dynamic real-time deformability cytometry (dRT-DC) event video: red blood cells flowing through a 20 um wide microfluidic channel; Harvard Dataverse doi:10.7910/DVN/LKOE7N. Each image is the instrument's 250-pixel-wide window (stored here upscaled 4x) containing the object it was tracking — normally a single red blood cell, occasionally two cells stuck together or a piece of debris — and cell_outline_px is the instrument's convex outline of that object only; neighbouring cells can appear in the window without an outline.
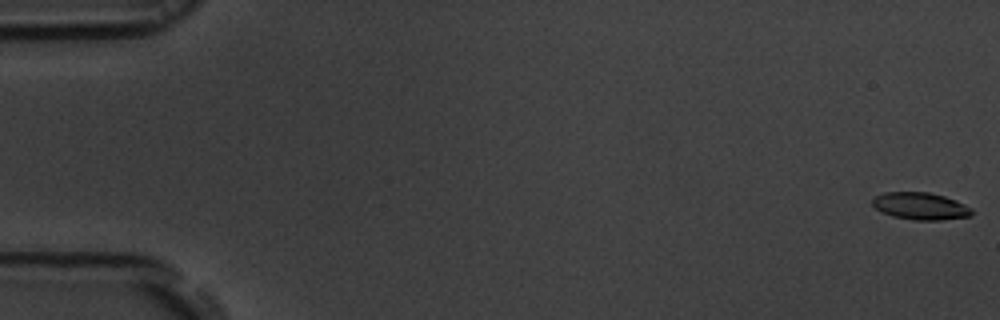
{"species": "common noctule bat (a hibernating species)", "species_latin": "Nyctalus noctula", "temperature_condition": "room temperature", "stored_images_in_passage": 56, "camera_frame_rate_fps": 3000, "um_per_image_px": 0.085, "animal": {"sex": "male", "body_mass_g": 19.5, "forearm_length_mm": 54.6}, "frame": {"image": 1, "passage_image": 1, "time_ms": 0.0, "image_size_px": [1000, 320], "cell_outline_px": [[972, 216], [940, 220], [912, 220], [892, 216], [876, 208], [872, 204], [872, 200], [876, 196], [884, 192], [928, 192], [944, 196], [956, 200], [972, 208]], "centroid_in_image_um": [78.26, 17.52], "position_along_channel_um": 6.7, "area_um2": 15.72}}
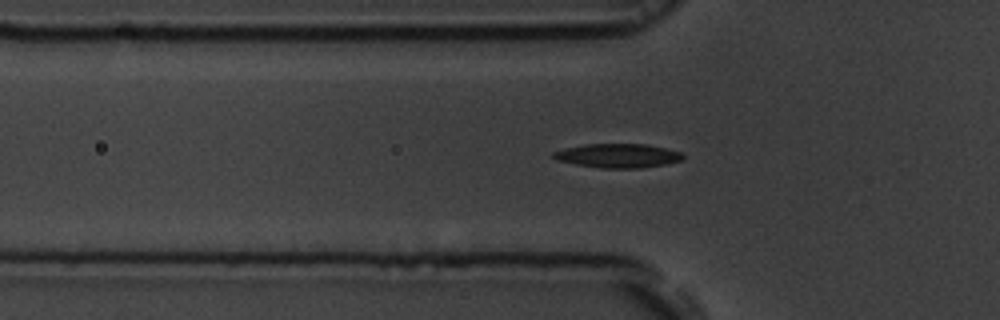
{"frame": {"image": 2, "passage_image": 19, "time_ms": 6.0, "image_size_px": [1000, 320], "cell_outline_px": [[684, 160], [664, 164], [640, 168], [600, 168], [576, 164], [556, 160], [552, 156], [552, 152], [564, 148], [584, 144], [648, 144], [668, 148], [680, 152], [684, 156]], "centroid_in_image_um": [52.52, 13.23], "position_along_channel_um": 73.3, "area_um2": 18.26}}
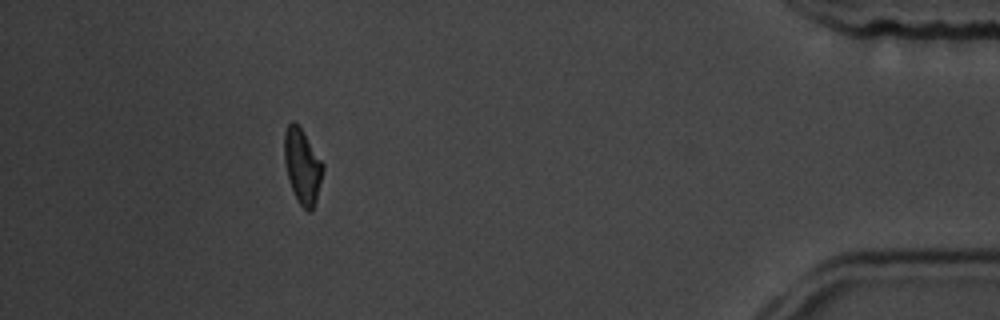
{"frame": {"image": 3, "passage_image": 51, "time_ms": 16.667, "image_size_px": [1000, 320], "cell_outline_px": [[324, 168], [316, 200], [312, 212], [308, 212], [300, 204], [292, 188], [288, 176], [284, 160], [284, 132], [288, 124], [292, 120], [300, 128], [324, 164]], "centroid_in_image_um": [25.7, 14.13], "position_along_channel_um": 409.5, "area_um2": 16.47}, "authors_computed_cell_mechanics": {"area_um2": 17.2244, "velocity_mm_per_s": 3.6736, "shape_relaxation_time_tau1_ms": 3.6407, "shape_relaxation_time_tau2_ms": null, "deformation_change_tau1": 0.1323, "deformation_change_tau2": null}}